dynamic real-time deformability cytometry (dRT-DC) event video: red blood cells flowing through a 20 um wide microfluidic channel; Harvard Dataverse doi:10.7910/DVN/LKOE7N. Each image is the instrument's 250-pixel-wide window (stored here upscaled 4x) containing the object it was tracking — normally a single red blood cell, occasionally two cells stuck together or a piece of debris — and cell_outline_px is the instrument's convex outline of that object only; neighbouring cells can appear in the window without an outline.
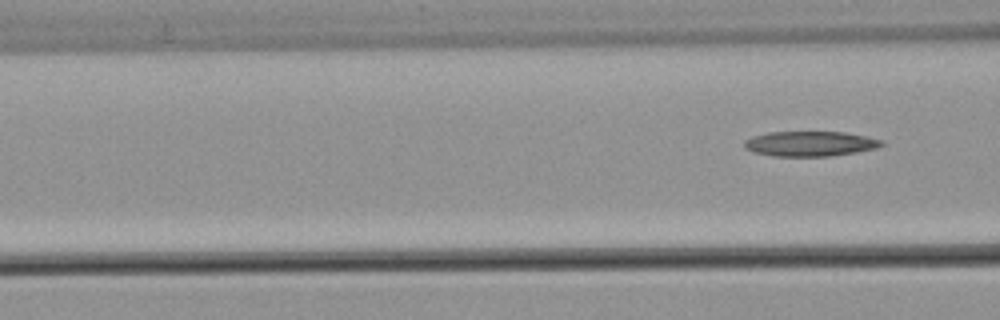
{"species": "common noctule bat (a hibernating species)", "species_latin": "Nyctalus noctula", "temperature_condition": "warm", "stored_images_in_passage": 4, "camera_frame_rate_fps": 3000, "um_per_image_px": 0.085, "animal": {"sex": "male", "body_mass_g": 21.5, "forearm_length_mm": 52.0}, "frame": {"image": 1, "passage_image": 4, "time_ms": 1.0, "image_size_px": [1000, 320], "cell_outline_px": [[884, 144], [876, 148], [856, 152], [832, 156], [772, 156], [752, 152], [744, 148], [744, 140], [752, 136], [768, 132], [844, 132], [884, 140]], "centroid_in_image_um": [68.82, 12.22], "position_along_channel_um": 97.8, "area_um2": 20.11}}